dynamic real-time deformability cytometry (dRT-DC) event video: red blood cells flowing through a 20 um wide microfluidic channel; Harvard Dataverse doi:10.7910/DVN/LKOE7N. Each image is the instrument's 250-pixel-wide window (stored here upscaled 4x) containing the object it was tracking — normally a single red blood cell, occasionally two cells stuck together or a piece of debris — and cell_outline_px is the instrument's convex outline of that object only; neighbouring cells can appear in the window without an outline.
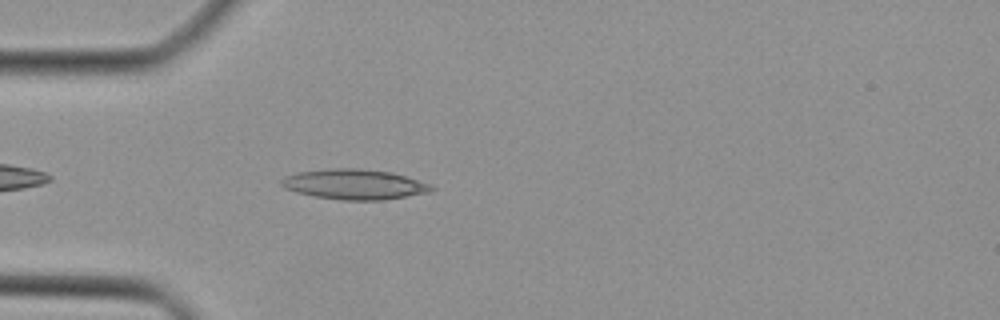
{"species": "Egyptian fruit bat (a non-hibernating species)", "species_latin": "Rousettus aegyptiacus", "temperature_condition": "cold", "stored_images_in_passage": 33, "camera_frame_rate_fps": 3000, "um_per_image_px": 0.085, "animal": {"sex": "female"}, "frame": {"image": 1, "passage_image": 3, "time_ms": 0.667, "image_size_px": [1000, 320], "cell_outline_px": [[436, 188], [428, 192], [384, 200], [344, 200], [316, 196], [296, 192], [284, 188], [280, 184], [280, 180], [284, 176], [296, 172], [332, 168], [360, 168], [392, 172], [428, 184]], "centroid_in_image_um": [30.06, 15.66], "position_along_channel_um": 54.9, "area_um2": 26.24}}
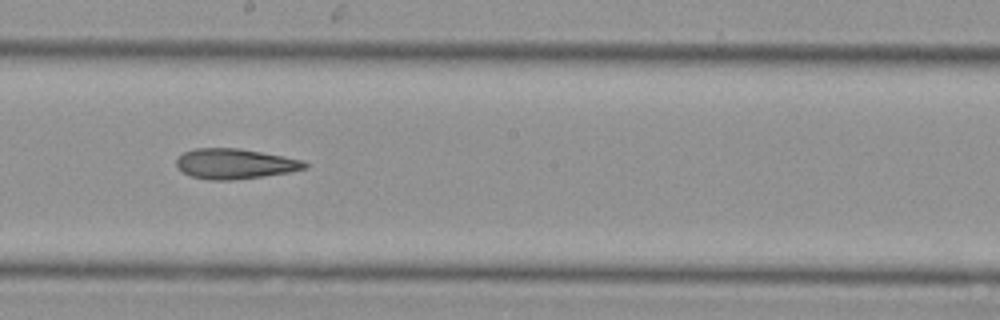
{"frame": {"image": 2, "passage_image": 15, "time_ms": 4.667, "image_size_px": [1000, 320], "cell_outline_px": [[308, 168], [288, 172], [232, 180], [208, 180], [192, 176], [176, 168], [176, 160], [184, 152], [196, 148], [240, 148], [304, 160], [308, 164]], "centroid_in_image_um": [19.96, 13.91], "position_along_channel_um": 228.2, "area_um2": 22.48}}
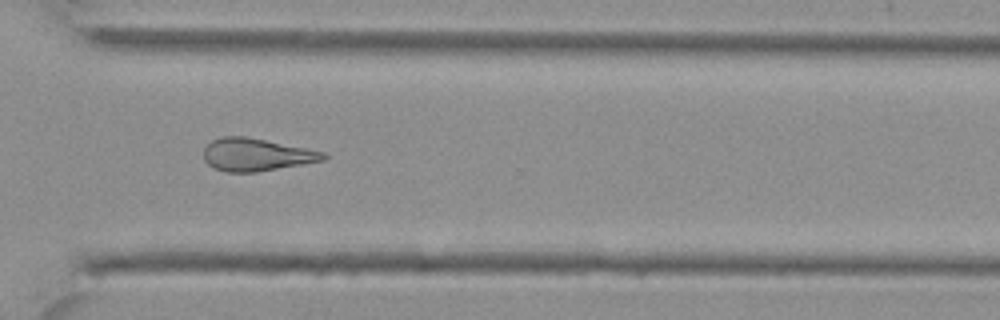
{"frame": {"image": 3, "passage_image": 23, "time_ms": 7.333, "image_size_px": [1000, 320], "cell_outline_px": [[328, 156], [324, 160], [256, 172], [228, 172], [216, 168], [208, 164], [204, 160], [204, 148], [212, 140], [220, 136], [244, 136], [324, 152]], "centroid_in_image_um": [21.75, 13.14], "position_along_channel_um": 348.9, "area_um2": 22.37}}